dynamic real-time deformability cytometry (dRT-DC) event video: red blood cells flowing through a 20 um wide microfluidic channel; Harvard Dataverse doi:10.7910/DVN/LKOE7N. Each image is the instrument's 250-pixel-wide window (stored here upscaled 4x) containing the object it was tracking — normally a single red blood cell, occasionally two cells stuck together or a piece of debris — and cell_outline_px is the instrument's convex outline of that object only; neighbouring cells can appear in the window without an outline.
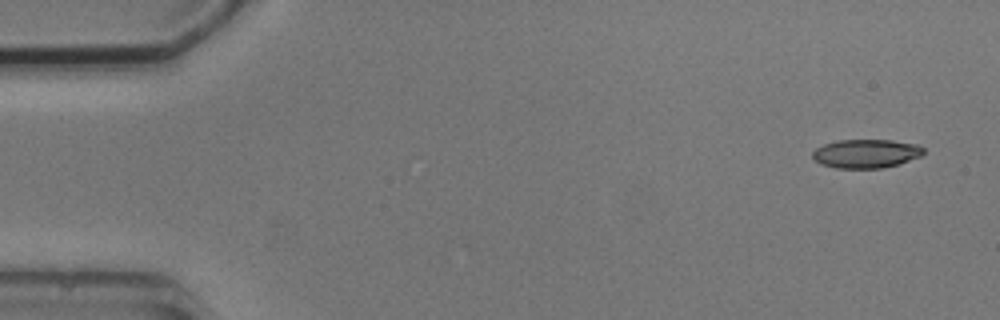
{"species": "common noctule bat (a hibernating species)", "species_latin": "Nyctalus noctula", "temperature_condition": "cold", "stored_images_in_passage": 4, "camera_frame_rate_fps": 3000, "um_per_image_px": 0.085, "animal": {"sex": "male", "body_mass_g": 20.5, "forearm_length_mm": 52.5}, "frame": {"image": 1, "passage_image": 1, "time_ms": 0.0, "image_size_px": [1000, 320], "cell_outline_px": [[924, 152], [920, 156], [884, 168], [836, 168], [820, 164], [812, 156], [812, 152], [816, 148], [824, 144], [836, 140], [892, 140], [916, 144], [924, 148]], "centroid_in_image_um": [73.58, 13.05], "position_along_channel_um": 11.4, "area_um2": 18.5}}